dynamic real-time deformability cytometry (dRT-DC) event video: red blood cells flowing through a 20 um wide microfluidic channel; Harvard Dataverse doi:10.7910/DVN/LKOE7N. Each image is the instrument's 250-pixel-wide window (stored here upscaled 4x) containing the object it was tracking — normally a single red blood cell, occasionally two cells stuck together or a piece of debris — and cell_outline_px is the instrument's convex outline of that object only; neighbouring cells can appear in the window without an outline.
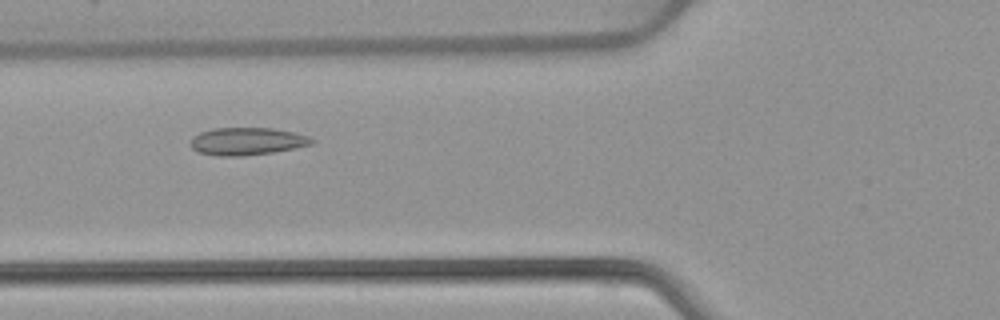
{"species": "common noctule bat (a hibernating species)", "species_latin": "Nyctalus noctula", "temperature_condition": "warm", "stored_images_in_passage": 51, "camera_frame_rate_fps": 3000, "um_per_image_px": 0.085, "animal": {"sex": "female", "body_mass_g": 22.7, "forearm_length_mm": 54.2}, "frame": {"image": 1, "passage_image": 18, "time_ms": 5.667, "image_size_px": [1000, 320], "cell_outline_px": [[316, 140], [312, 144], [272, 152], [244, 156], [220, 156], [196, 152], [188, 144], [188, 140], [192, 136], [200, 132], [212, 128], [272, 128], [292, 132], [308, 136]], "centroid_in_image_um": [20.91, 12.01], "position_along_channel_um": 104.9, "area_um2": 19.59}}
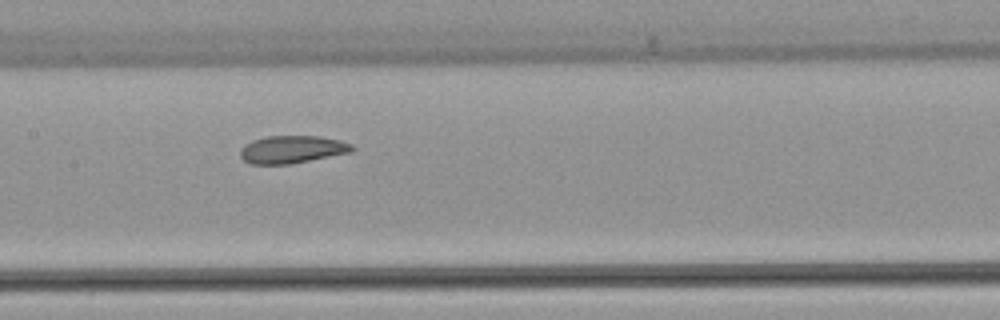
{"frame": {"image": 2, "passage_image": 24, "time_ms": 7.667, "image_size_px": [1000, 320], "cell_outline_px": [[356, 148], [352, 152], [292, 164], [248, 164], [240, 156], [240, 148], [252, 140], [264, 136], [316, 136], [340, 140], [352, 144]], "centroid_in_image_um": [24.83, 12.7], "position_along_channel_um": 182.6, "area_um2": 18.21}}
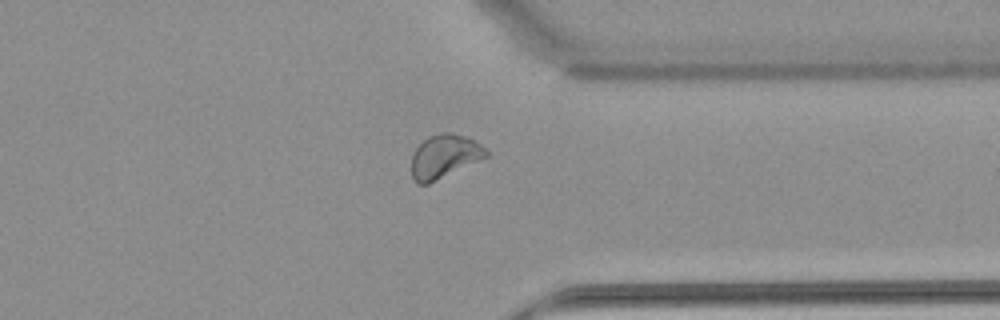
{"frame": {"image": 3, "passage_image": 39, "time_ms": 12.667, "image_size_px": [1000, 320], "cell_outline_px": [[488, 156], [428, 184], [416, 184], [412, 176], [412, 156], [416, 148], [428, 136], [440, 132], [452, 132], [468, 136], [480, 144], [488, 152]], "centroid_in_image_um": [37.77, 13.27], "position_along_channel_um": 373.6, "area_um2": 18.9}, "authors_computed_cell_mechanics": {"area_um2": 19.5942, "velocity_mm_per_s": 3.8796, "shape_relaxation_time_tau1_ms": null, "shape_relaxation_time_tau2_ms": 1.6359, "deformation_change_tau1": null, "deformation_change_tau2": 0.0536}}